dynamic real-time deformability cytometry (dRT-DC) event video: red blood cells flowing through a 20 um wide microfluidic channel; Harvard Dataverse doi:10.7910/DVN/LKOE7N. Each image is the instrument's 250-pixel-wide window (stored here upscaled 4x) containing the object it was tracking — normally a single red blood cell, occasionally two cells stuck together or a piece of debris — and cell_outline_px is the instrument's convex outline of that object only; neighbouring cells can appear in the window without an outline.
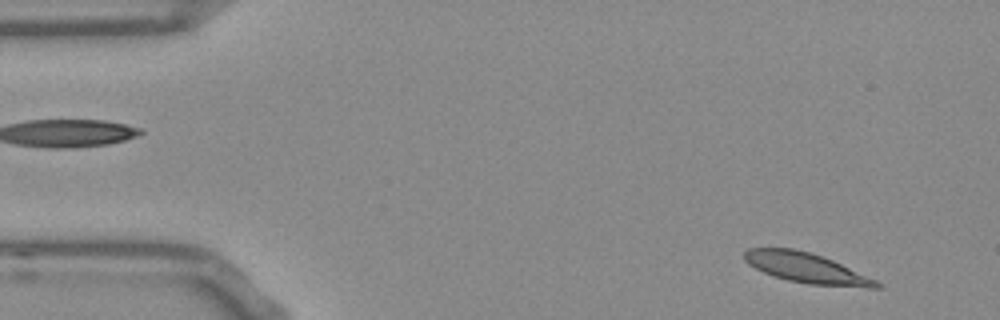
{"species": "Egyptian fruit bat (a non-hibernating species)", "species_latin": "Rousettus aegyptiacus", "temperature_condition": "room temperature", "stored_images_in_passage": 53, "segment_of_instrument_passage": [1, 2], "camera_frame_rate_fps": 3000, "um_per_image_px": 0.085, "frame": {"image": 1, "passage_image": 3, "time_ms": 0.667, "image_size_px": [1000, 320], "cell_outline_px": [[884, 284], [880, 288], [868, 288], [808, 284], [788, 280], [764, 272], [748, 264], [744, 260], [744, 252], [748, 248], [792, 248], [808, 252], [832, 260], [876, 280]], "centroid_in_image_um": [68.56, 22.79], "position_along_channel_um": 16.4, "area_um2": 22.89}}
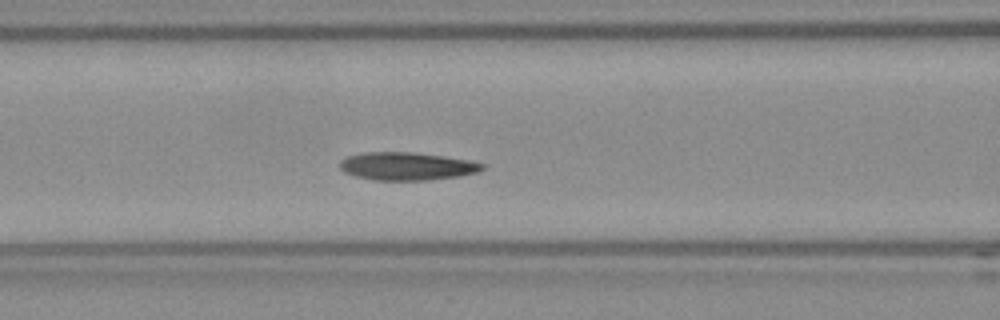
{"frame": {"image": 2, "passage_image": 20, "time_ms": 6.333, "image_size_px": [1000, 320], "cell_outline_px": [[484, 168], [476, 172], [460, 176], [428, 180], [376, 180], [356, 176], [344, 172], [340, 168], [340, 160], [348, 156], [364, 152], [412, 152], [468, 160], [484, 164]], "centroid_in_image_um": [34.55, 14.13], "position_along_channel_um": 132.0, "area_um2": 22.95}}
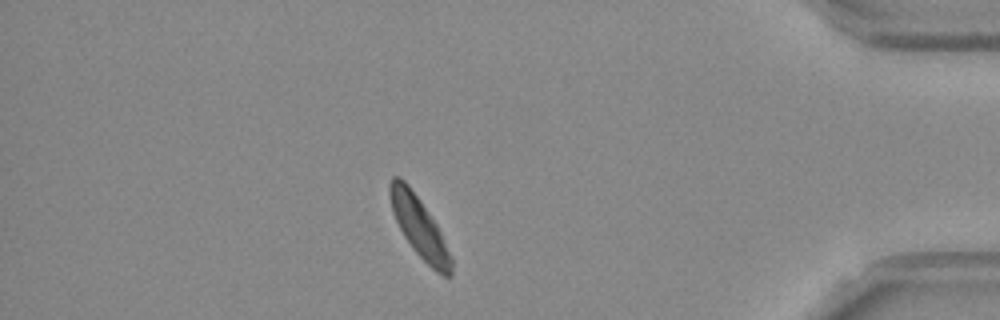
{"frame": {"image": 3, "passage_image": 45, "time_ms": 14.667, "image_size_px": [1000, 320], "cell_outline_px": [[452, 276], [444, 276], [436, 272], [412, 248], [404, 236], [392, 212], [388, 192], [388, 184], [392, 176], [400, 176], [408, 184], [436, 224], [452, 260]], "centroid_in_image_um": [35.59, 19.27], "position_along_channel_um": 399.6, "area_um2": 21.1}}